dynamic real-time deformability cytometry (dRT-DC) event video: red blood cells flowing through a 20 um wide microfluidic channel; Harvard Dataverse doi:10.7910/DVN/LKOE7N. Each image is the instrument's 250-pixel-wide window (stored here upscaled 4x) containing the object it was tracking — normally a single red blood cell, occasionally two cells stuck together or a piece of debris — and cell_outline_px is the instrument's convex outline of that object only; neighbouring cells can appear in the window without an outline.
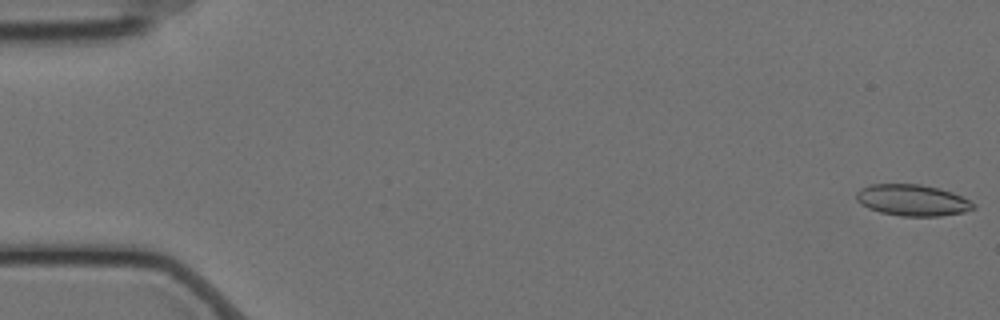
{"species": "Egyptian fruit bat (a non-hibernating species)", "species_latin": "Rousettus aegyptiacus", "temperature_condition": "cold", "stored_images_in_passage": 59, "camera_frame_rate_fps": 3000, "um_per_image_px": 0.085, "animal": {"sex": "female"}, "frame": {"image": 1, "passage_image": 1, "time_ms": 0.0, "image_size_px": [1000, 320], "cell_outline_px": [[976, 208], [964, 212], [940, 216], [900, 216], [880, 212], [868, 208], [860, 204], [856, 200], [856, 192], [860, 188], [868, 184], [920, 184], [940, 188], [952, 192], [976, 204]], "centroid_in_image_um": [77.53, 17.01], "position_along_channel_um": 7.5, "area_um2": 21.56}}
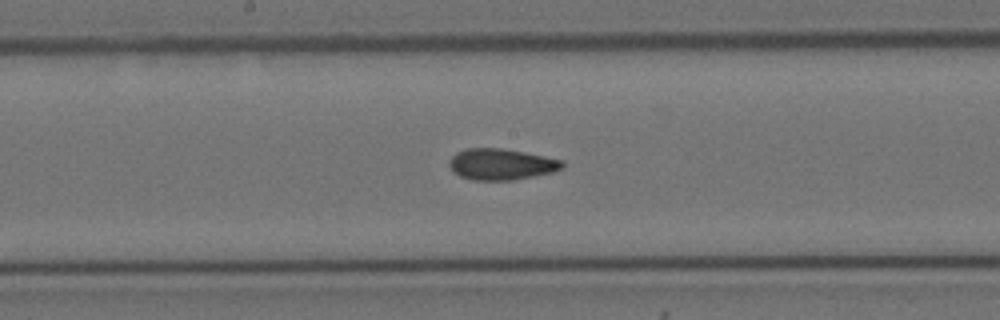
{"frame": {"image": 2, "passage_image": 30, "time_ms": 9.667, "image_size_px": [1000, 320], "cell_outline_px": [[564, 168], [552, 172], [512, 180], [472, 180], [460, 176], [452, 172], [448, 164], [448, 160], [456, 152], [468, 148], [500, 148], [524, 152], [564, 160]], "centroid_in_image_um": [42.58, 13.96], "position_along_channel_um": 205.6, "area_um2": 20.63}}
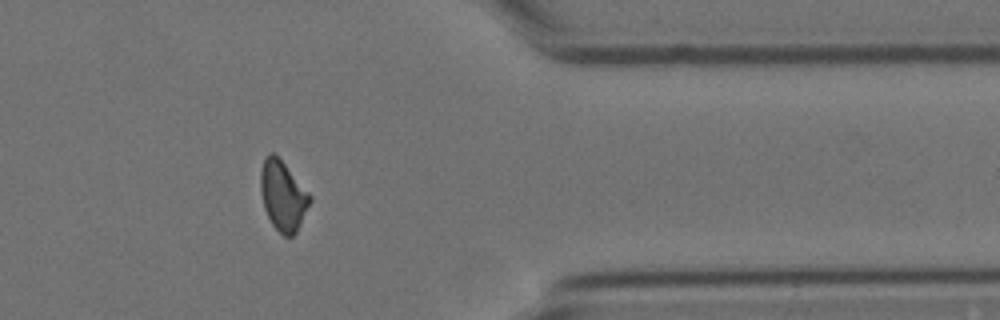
{"frame": {"image": 3, "passage_image": 47, "time_ms": 15.333, "image_size_px": [1000, 320], "cell_outline_px": [[312, 200], [296, 232], [292, 236], [284, 236], [272, 224], [264, 208], [260, 192], [260, 172], [264, 156], [268, 152], [272, 152], [284, 164], [312, 196]], "centroid_in_image_um": [24.03, 16.63], "position_along_channel_um": 387.4, "area_um2": 19.88}, "authors_computed_cell_mechanics": {"area_um2": 20.519, "velocity_mm_per_s": 3.512, "shape_relaxation_time_tau1_ms": null, "shape_relaxation_time_tau2_ms": 2.7465, "deformation_change_tau1": null, "deformation_change_tau2": 0.096}}